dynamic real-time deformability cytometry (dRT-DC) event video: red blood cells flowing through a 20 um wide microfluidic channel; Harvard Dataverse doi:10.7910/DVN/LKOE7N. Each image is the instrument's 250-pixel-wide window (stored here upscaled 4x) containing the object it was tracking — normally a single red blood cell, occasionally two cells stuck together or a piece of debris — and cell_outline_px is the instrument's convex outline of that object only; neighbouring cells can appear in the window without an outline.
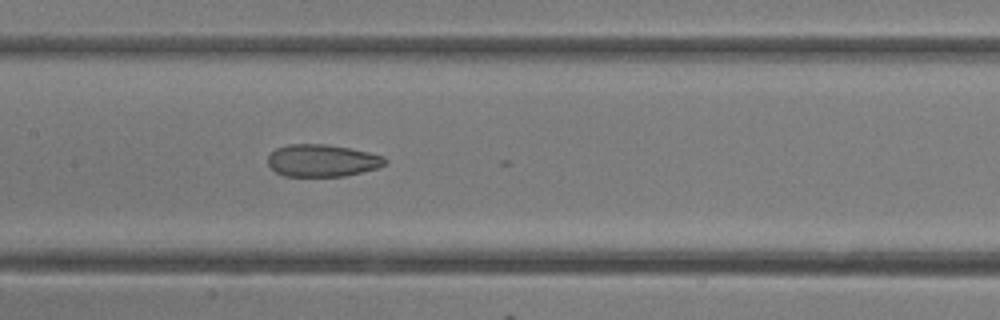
{"species": "common noctule bat (a hibernating species)", "species_latin": "Nyctalus noctula", "temperature_condition": "room temperature", "stored_images_in_passage": 17, "camera_frame_rate_fps": 3000, "um_per_image_px": 0.085, "animal": {"sex": "female"}, "frame": {"image": 1, "passage_image": 15, "time_ms": 4.667, "image_size_px": [1000, 320], "cell_outline_px": [[388, 164], [380, 168], [344, 176], [284, 176], [276, 172], [268, 164], [268, 156], [276, 148], [288, 144], [324, 144], [348, 148], [368, 152], [384, 156], [388, 160]], "centroid_in_image_um": [27.43, 13.65], "position_along_channel_um": 180.0, "area_um2": 22.14}}
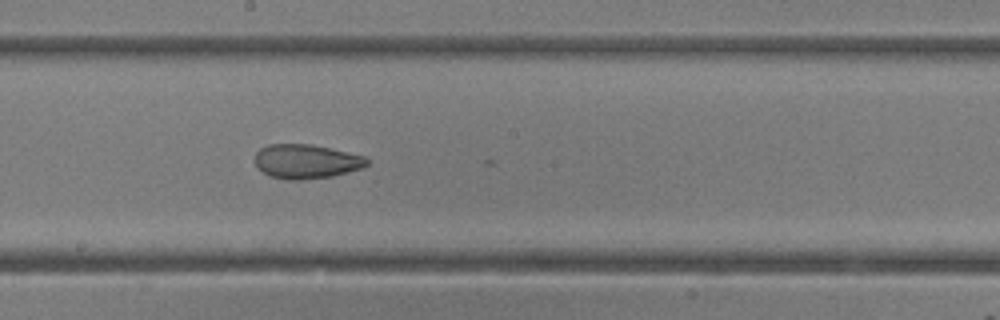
{"frame": {"image": 2, "passage_image": 17, "time_ms": 5.333, "image_size_px": [1000, 320], "cell_outline_px": [[368, 164], [360, 168], [332, 176], [300, 180], [288, 180], [272, 176], [264, 172], [252, 160], [256, 152], [260, 148], [268, 144], [312, 144], [348, 152], [364, 156], [368, 160]], "centroid_in_image_um": [25.99, 13.71], "position_along_channel_um": 222.2, "area_um2": 22.25}}